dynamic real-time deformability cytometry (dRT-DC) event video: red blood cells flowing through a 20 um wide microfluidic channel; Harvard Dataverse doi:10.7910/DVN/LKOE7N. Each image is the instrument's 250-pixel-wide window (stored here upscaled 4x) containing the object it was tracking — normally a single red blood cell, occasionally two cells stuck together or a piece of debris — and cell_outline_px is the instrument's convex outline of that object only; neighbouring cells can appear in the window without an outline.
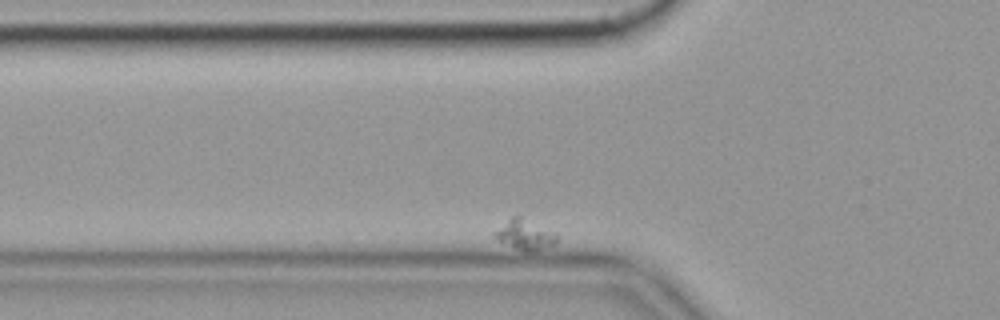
{"species": "common noctule bat (a hibernating species)", "species_latin": "Nyctalus noctula", "temperature_condition": "cold", "stored_images_in_passage": 42, "camera_frame_rate_fps": 3000, "um_per_image_px": 0.085, "animal": {"sex": "female", "body_mass_g": 19.9}, "frame": {"image": 1, "passage_image": 3, "time_ms": 0.667, "image_size_px": [1000, 320], "cell_outline_px": [[556, 244], [528, 252], [496, 240], [492, 236], [512, 216], [520, 216], [556, 236]], "centroid_in_image_um": [44.56, 19.97], "position_along_channel_um": 81.2, "area_um2": 10.0}}